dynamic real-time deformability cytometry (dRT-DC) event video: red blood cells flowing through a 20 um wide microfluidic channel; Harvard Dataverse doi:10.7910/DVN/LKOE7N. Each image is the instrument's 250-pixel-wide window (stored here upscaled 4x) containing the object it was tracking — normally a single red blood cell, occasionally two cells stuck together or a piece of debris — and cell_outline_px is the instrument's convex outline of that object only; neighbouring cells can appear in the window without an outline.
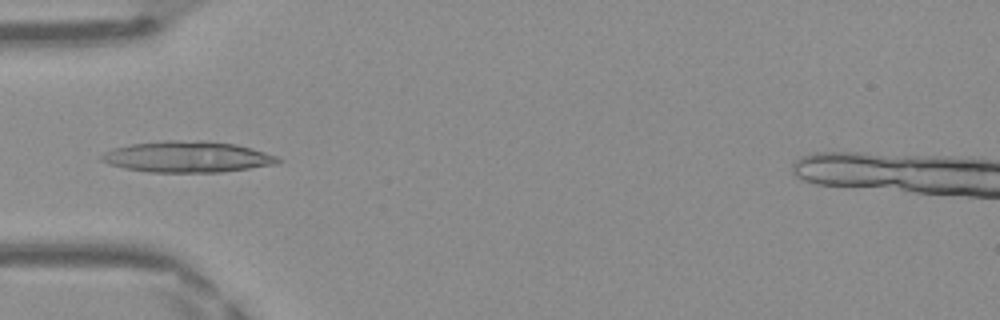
{"species": "Egyptian fruit bat (a non-hibernating species)", "species_latin": "Rousettus aegyptiacus", "temperature_condition": "warm", "stored_images_in_passage": 49, "segment_of_instrument_passage": [1, 2], "camera_frame_rate_fps": 3000, "um_per_image_px": 0.085, "frame": {"image": 1, "passage_image": 15, "time_ms": 4.667, "image_size_px": [1000, 320], "cell_outline_px": [[284, 160], [276, 164], [220, 172], [148, 172], [124, 168], [108, 164], [100, 160], [100, 156], [112, 148], [132, 144], [168, 140], [200, 140], [236, 144], [252, 148], [276, 156]], "centroid_in_image_um": [15.91, 13.33], "position_along_channel_um": 69.1, "area_um2": 31.96}}
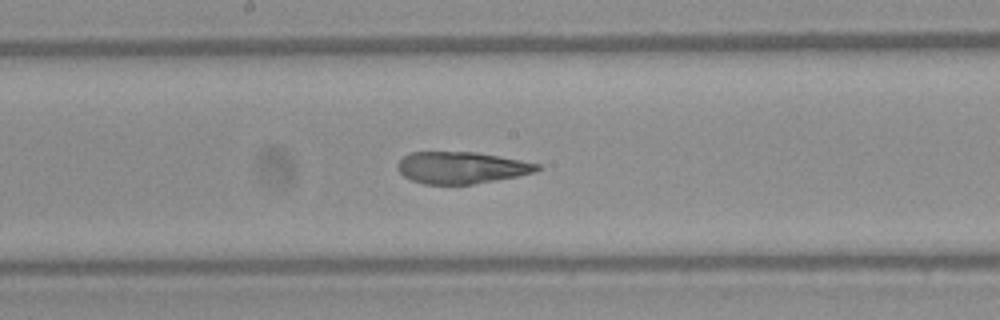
{"frame": {"image": 2, "passage_image": 25, "time_ms": 8.0, "image_size_px": [1000, 320], "cell_outline_px": [[540, 168], [536, 172], [516, 176], [472, 184], [424, 184], [412, 180], [404, 176], [396, 168], [396, 164], [404, 156], [412, 152], [476, 152], [520, 160], [540, 164]], "centroid_in_image_um": [39.19, 14.25], "position_along_channel_um": 209.0, "area_um2": 25.66}}
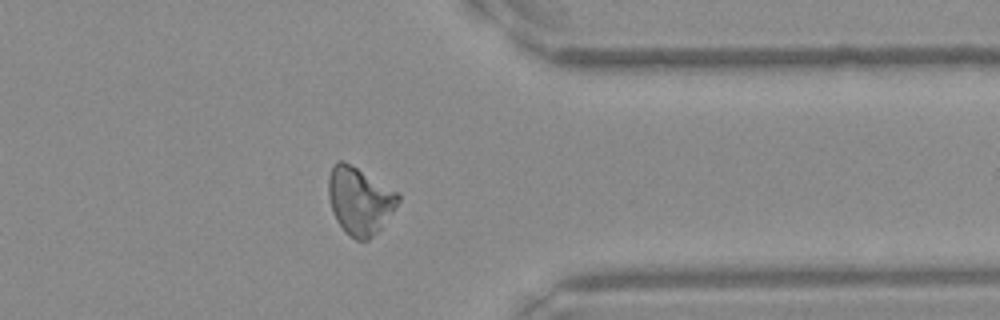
{"frame": {"image": 3, "passage_image": 38, "time_ms": 12.333, "image_size_px": [1000, 320], "cell_outline_px": [[400, 200], [392, 212], [380, 228], [368, 240], [356, 240], [344, 232], [336, 220], [332, 212], [328, 196], [328, 180], [332, 164], [336, 160], [344, 160], [396, 192], [400, 196]], "centroid_in_image_um": [30.52, 17.05], "position_along_channel_um": 380.9, "area_um2": 27.11}}